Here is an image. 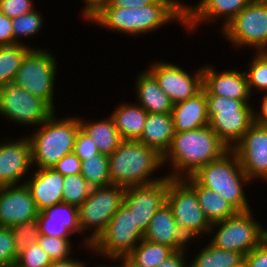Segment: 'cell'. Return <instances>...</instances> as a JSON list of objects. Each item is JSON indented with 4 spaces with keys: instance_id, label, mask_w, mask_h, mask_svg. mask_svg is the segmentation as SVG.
I'll return each instance as SVG.
<instances>
[{
    "instance_id": "cell-1",
    "label": "cell",
    "mask_w": 267,
    "mask_h": 267,
    "mask_svg": "<svg viewBox=\"0 0 267 267\" xmlns=\"http://www.w3.org/2000/svg\"><path fill=\"white\" fill-rule=\"evenodd\" d=\"M184 6L185 3L181 0H156L144 7H102L88 21L126 36L147 35L172 23L171 21H178L184 28Z\"/></svg>"
},
{
    "instance_id": "cell-2",
    "label": "cell",
    "mask_w": 267,
    "mask_h": 267,
    "mask_svg": "<svg viewBox=\"0 0 267 267\" xmlns=\"http://www.w3.org/2000/svg\"><path fill=\"white\" fill-rule=\"evenodd\" d=\"M229 148L209 127L204 126L186 132H175L170 148L162 157V163L173 169L167 176L186 178L195 174L201 167L213 162Z\"/></svg>"
},
{
    "instance_id": "cell-3",
    "label": "cell",
    "mask_w": 267,
    "mask_h": 267,
    "mask_svg": "<svg viewBox=\"0 0 267 267\" xmlns=\"http://www.w3.org/2000/svg\"><path fill=\"white\" fill-rule=\"evenodd\" d=\"M108 162L111 183L117 186L128 188L163 178L155 176L163 167L162 156L137 140H123L108 156Z\"/></svg>"
},
{
    "instance_id": "cell-4",
    "label": "cell",
    "mask_w": 267,
    "mask_h": 267,
    "mask_svg": "<svg viewBox=\"0 0 267 267\" xmlns=\"http://www.w3.org/2000/svg\"><path fill=\"white\" fill-rule=\"evenodd\" d=\"M192 177L201 186L222 196L238 212L251 210L244 186H248L252 181L242 170L240 161L232 149L201 167Z\"/></svg>"
},
{
    "instance_id": "cell-5",
    "label": "cell",
    "mask_w": 267,
    "mask_h": 267,
    "mask_svg": "<svg viewBox=\"0 0 267 267\" xmlns=\"http://www.w3.org/2000/svg\"><path fill=\"white\" fill-rule=\"evenodd\" d=\"M54 112L38 130L27 136L30 140L32 165L52 168L63 156L74 151L80 127L78 117L57 119Z\"/></svg>"
},
{
    "instance_id": "cell-6",
    "label": "cell",
    "mask_w": 267,
    "mask_h": 267,
    "mask_svg": "<svg viewBox=\"0 0 267 267\" xmlns=\"http://www.w3.org/2000/svg\"><path fill=\"white\" fill-rule=\"evenodd\" d=\"M205 96L209 116L208 126L229 149H232L254 123V107L249 101L219 95Z\"/></svg>"
},
{
    "instance_id": "cell-7",
    "label": "cell",
    "mask_w": 267,
    "mask_h": 267,
    "mask_svg": "<svg viewBox=\"0 0 267 267\" xmlns=\"http://www.w3.org/2000/svg\"><path fill=\"white\" fill-rule=\"evenodd\" d=\"M124 194L125 188L114 184L91 188L88 198L78 207L81 234L93 230L83 239L85 248L91 249V243L104 231L123 203Z\"/></svg>"
},
{
    "instance_id": "cell-8",
    "label": "cell",
    "mask_w": 267,
    "mask_h": 267,
    "mask_svg": "<svg viewBox=\"0 0 267 267\" xmlns=\"http://www.w3.org/2000/svg\"><path fill=\"white\" fill-rule=\"evenodd\" d=\"M253 217L252 210H249L211 224L209 234L213 238L209 240L210 243L216 248L246 256L267 237V229Z\"/></svg>"
},
{
    "instance_id": "cell-9",
    "label": "cell",
    "mask_w": 267,
    "mask_h": 267,
    "mask_svg": "<svg viewBox=\"0 0 267 267\" xmlns=\"http://www.w3.org/2000/svg\"><path fill=\"white\" fill-rule=\"evenodd\" d=\"M50 52L32 48L22 60L13 84L44 100L55 111L54 85L58 63Z\"/></svg>"
},
{
    "instance_id": "cell-10",
    "label": "cell",
    "mask_w": 267,
    "mask_h": 267,
    "mask_svg": "<svg viewBox=\"0 0 267 267\" xmlns=\"http://www.w3.org/2000/svg\"><path fill=\"white\" fill-rule=\"evenodd\" d=\"M166 202L180 230L190 241L209 235L211 224L199 205L196 191L183 178L168 177Z\"/></svg>"
},
{
    "instance_id": "cell-11",
    "label": "cell",
    "mask_w": 267,
    "mask_h": 267,
    "mask_svg": "<svg viewBox=\"0 0 267 267\" xmlns=\"http://www.w3.org/2000/svg\"><path fill=\"white\" fill-rule=\"evenodd\" d=\"M143 238L144 233L134 223L132 209L123 201L104 231L91 243V252L105 258H125Z\"/></svg>"
},
{
    "instance_id": "cell-12",
    "label": "cell",
    "mask_w": 267,
    "mask_h": 267,
    "mask_svg": "<svg viewBox=\"0 0 267 267\" xmlns=\"http://www.w3.org/2000/svg\"><path fill=\"white\" fill-rule=\"evenodd\" d=\"M223 37L237 49H267V0H252L221 30Z\"/></svg>"
},
{
    "instance_id": "cell-13",
    "label": "cell",
    "mask_w": 267,
    "mask_h": 267,
    "mask_svg": "<svg viewBox=\"0 0 267 267\" xmlns=\"http://www.w3.org/2000/svg\"><path fill=\"white\" fill-rule=\"evenodd\" d=\"M54 112L44 100L13 83L0 88V114L10 122L40 126Z\"/></svg>"
},
{
    "instance_id": "cell-14",
    "label": "cell",
    "mask_w": 267,
    "mask_h": 267,
    "mask_svg": "<svg viewBox=\"0 0 267 267\" xmlns=\"http://www.w3.org/2000/svg\"><path fill=\"white\" fill-rule=\"evenodd\" d=\"M147 69L157 80L161 90L166 93L173 104L195 96L203 88V67L190 75L177 64L155 61Z\"/></svg>"
},
{
    "instance_id": "cell-15",
    "label": "cell",
    "mask_w": 267,
    "mask_h": 267,
    "mask_svg": "<svg viewBox=\"0 0 267 267\" xmlns=\"http://www.w3.org/2000/svg\"><path fill=\"white\" fill-rule=\"evenodd\" d=\"M168 176L155 182L125 188L124 202L132 209L134 223L145 233L152 217L166 203Z\"/></svg>"
},
{
    "instance_id": "cell-16",
    "label": "cell",
    "mask_w": 267,
    "mask_h": 267,
    "mask_svg": "<svg viewBox=\"0 0 267 267\" xmlns=\"http://www.w3.org/2000/svg\"><path fill=\"white\" fill-rule=\"evenodd\" d=\"M250 178L267 182V126L253 123L232 148ZM263 179V180H262Z\"/></svg>"
},
{
    "instance_id": "cell-17",
    "label": "cell",
    "mask_w": 267,
    "mask_h": 267,
    "mask_svg": "<svg viewBox=\"0 0 267 267\" xmlns=\"http://www.w3.org/2000/svg\"><path fill=\"white\" fill-rule=\"evenodd\" d=\"M24 137L0 143V187L24 184L21 180L32 169L30 140Z\"/></svg>"
},
{
    "instance_id": "cell-18",
    "label": "cell",
    "mask_w": 267,
    "mask_h": 267,
    "mask_svg": "<svg viewBox=\"0 0 267 267\" xmlns=\"http://www.w3.org/2000/svg\"><path fill=\"white\" fill-rule=\"evenodd\" d=\"M252 0H200L196 5L185 4L184 29L188 32H195L198 26L207 22L214 23L215 20H222V29ZM212 20V21H211ZM203 22V23H202ZM200 24V25H199Z\"/></svg>"
},
{
    "instance_id": "cell-19",
    "label": "cell",
    "mask_w": 267,
    "mask_h": 267,
    "mask_svg": "<svg viewBox=\"0 0 267 267\" xmlns=\"http://www.w3.org/2000/svg\"><path fill=\"white\" fill-rule=\"evenodd\" d=\"M35 200L26 184L0 187V227H11L37 217Z\"/></svg>"
},
{
    "instance_id": "cell-20",
    "label": "cell",
    "mask_w": 267,
    "mask_h": 267,
    "mask_svg": "<svg viewBox=\"0 0 267 267\" xmlns=\"http://www.w3.org/2000/svg\"><path fill=\"white\" fill-rule=\"evenodd\" d=\"M202 89L205 91V95H219L240 101L253 99L245 71L241 72L237 69L218 72L214 67L204 65Z\"/></svg>"
},
{
    "instance_id": "cell-21",
    "label": "cell",
    "mask_w": 267,
    "mask_h": 267,
    "mask_svg": "<svg viewBox=\"0 0 267 267\" xmlns=\"http://www.w3.org/2000/svg\"><path fill=\"white\" fill-rule=\"evenodd\" d=\"M40 235L69 238L81 234L78 207L67 203H58L44 209L38 214Z\"/></svg>"
},
{
    "instance_id": "cell-22",
    "label": "cell",
    "mask_w": 267,
    "mask_h": 267,
    "mask_svg": "<svg viewBox=\"0 0 267 267\" xmlns=\"http://www.w3.org/2000/svg\"><path fill=\"white\" fill-rule=\"evenodd\" d=\"M143 239L171 247L175 251L188 249V245H191V241L177 225L167 202L152 217Z\"/></svg>"
},
{
    "instance_id": "cell-23",
    "label": "cell",
    "mask_w": 267,
    "mask_h": 267,
    "mask_svg": "<svg viewBox=\"0 0 267 267\" xmlns=\"http://www.w3.org/2000/svg\"><path fill=\"white\" fill-rule=\"evenodd\" d=\"M31 175L23 182L30 189L39 212L62 203L64 181L62 174L53 168H37Z\"/></svg>"
},
{
    "instance_id": "cell-24",
    "label": "cell",
    "mask_w": 267,
    "mask_h": 267,
    "mask_svg": "<svg viewBox=\"0 0 267 267\" xmlns=\"http://www.w3.org/2000/svg\"><path fill=\"white\" fill-rule=\"evenodd\" d=\"M172 118L175 132L195 130L209 124L207 99L202 89L195 96L173 105Z\"/></svg>"
},
{
    "instance_id": "cell-25",
    "label": "cell",
    "mask_w": 267,
    "mask_h": 267,
    "mask_svg": "<svg viewBox=\"0 0 267 267\" xmlns=\"http://www.w3.org/2000/svg\"><path fill=\"white\" fill-rule=\"evenodd\" d=\"M136 102L143 107L148 113H171L173 109V102L169 96L164 93L156 78L145 69L139 72L135 81Z\"/></svg>"
},
{
    "instance_id": "cell-26",
    "label": "cell",
    "mask_w": 267,
    "mask_h": 267,
    "mask_svg": "<svg viewBox=\"0 0 267 267\" xmlns=\"http://www.w3.org/2000/svg\"><path fill=\"white\" fill-rule=\"evenodd\" d=\"M174 134L171 113H148L143 132L137 141L154 149L163 157L170 148Z\"/></svg>"
},
{
    "instance_id": "cell-27",
    "label": "cell",
    "mask_w": 267,
    "mask_h": 267,
    "mask_svg": "<svg viewBox=\"0 0 267 267\" xmlns=\"http://www.w3.org/2000/svg\"><path fill=\"white\" fill-rule=\"evenodd\" d=\"M147 114L148 112L136 102H122L110 116L123 140H138L143 132Z\"/></svg>"
},
{
    "instance_id": "cell-28",
    "label": "cell",
    "mask_w": 267,
    "mask_h": 267,
    "mask_svg": "<svg viewBox=\"0 0 267 267\" xmlns=\"http://www.w3.org/2000/svg\"><path fill=\"white\" fill-rule=\"evenodd\" d=\"M183 179L196 191L199 205L210 224L223 221L238 212L222 196L201 186L192 176Z\"/></svg>"
},
{
    "instance_id": "cell-29",
    "label": "cell",
    "mask_w": 267,
    "mask_h": 267,
    "mask_svg": "<svg viewBox=\"0 0 267 267\" xmlns=\"http://www.w3.org/2000/svg\"><path fill=\"white\" fill-rule=\"evenodd\" d=\"M79 117L81 129L95 142L100 153L109 156L123 141L111 116L95 122Z\"/></svg>"
},
{
    "instance_id": "cell-30",
    "label": "cell",
    "mask_w": 267,
    "mask_h": 267,
    "mask_svg": "<svg viewBox=\"0 0 267 267\" xmlns=\"http://www.w3.org/2000/svg\"><path fill=\"white\" fill-rule=\"evenodd\" d=\"M174 252L171 247L143 239L125 259L135 267H157Z\"/></svg>"
},
{
    "instance_id": "cell-31",
    "label": "cell",
    "mask_w": 267,
    "mask_h": 267,
    "mask_svg": "<svg viewBox=\"0 0 267 267\" xmlns=\"http://www.w3.org/2000/svg\"><path fill=\"white\" fill-rule=\"evenodd\" d=\"M245 259L243 253L216 248L210 242L199 250L188 267H232Z\"/></svg>"
},
{
    "instance_id": "cell-32",
    "label": "cell",
    "mask_w": 267,
    "mask_h": 267,
    "mask_svg": "<svg viewBox=\"0 0 267 267\" xmlns=\"http://www.w3.org/2000/svg\"><path fill=\"white\" fill-rule=\"evenodd\" d=\"M32 48L29 44L0 46V88L13 83L22 60Z\"/></svg>"
},
{
    "instance_id": "cell-33",
    "label": "cell",
    "mask_w": 267,
    "mask_h": 267,
    "mask_svg": "<svg viewBox=\"0 0 267 267\" xmlns=\"http://www.w3.org/2000/svg\"><path fill=\"white\" fill-rule=\"evenodd\" d=\"M81 175L92 188L112 184L109 175L108 156L98 153L82 160Z\"/></svg>"
},
{
    "instance_id": "cell-34",
    "label": "cell",
    "mask_w": 267,
    "mask_h": 267,
    "mask_svg": "<svg viewBox=\"0 0 267 267\" xmlns=\"http://www.w3.org/2000/svg\"><path fill=\"white\" fill-rule=\"evenodd\" d=\"M247 82L251 95L253 96V90H257V93L262 94L267 92V53L265 51L254 53V57L248 64ZM255 88V89H254Z\"/></svg>"
},
{
    "instance_id": "cell-35",
    "label": "cell",
    "mask_w": 267,
    "mask_h": 267,
    "mask_svg": "<svg viewBox=\"0 0 267 267\" xmlns=\"http://www.w3.org/2000/svg\"><path fill=\"white\" fill-rule=\"evenodd\" d=\"M91 188L81 174L64 176L62 202L79 207L88 198Z\"/></svg>"
},
{
    "instance_id": "cell-36",
    "label": "cell",
    "mask_w": 267,
    "mask_h": 267,
    "mask_svg": "<svg viewBox=\"0 0 267 267\" xmlns=\"http://www.w3.org/2000/svg\"><path fill=\"white\" fill-rule=\"evenodd\" d=\"M43 18L38 10H33L28 14H23L16 18H12L14 45L15 44H25L21 38L31 37L39 34L42 30Z\"/></svg>"
},
{
    "instance_id": "cell-37",
    "label": "cell",
    "mask_w": 267,
    "mask_h": 267,
    "mask_svg": "<svg viewBox=\"0 0 267 267\" xmlns=\"http://www.w3.org/2000/svg\"><path fill=\"white\" fill-rule=\"evenodd\" d=\"M10 230L13 234L15 247L19 253L27 246L37 243L39 238L38 216L24 223L12 225Z\"/></svg>"
},
{
    "instance_id": "cell-38",
    "label": "cell",
    "mask_w": 267,
    "mask_h": 267,
    "mask_svg": "<svg viewBox=\"0 0 267 267\" xmlns=\"http://www.w3.org/2000/svg\"><path fill=\"white\" fill-rule=\"evenodd\" d=\"M39 246L48 254L52 261L65 260L73 254L70 238L39 235Z\"/></svg>"
},
{
    "instance_id": "cell-39",
    "label": "cell",
    "mask_w": 267,
    "mask_h": 267,
    "mask_svg": "<svg viewBox=\"0 0 267 267\" xmlns=\"http://www.w3.org/2000/svg\"><path fill=\"white\" fill-rule=\"evenodd\" d=\"M52 262L48 254L33 243L18 253L16 263L19 267H46Z\"/></svg>"
},
{
    "instance_id": "cell-40",
    "label": "cell",
    "mask_w": 267,
    "mask_h": 267,
    "mask_svg": "<svg viewBox=\"0 0 267 267\" xmlns=\"http://www.w3.org/2000/svg\"><path fill=\"white\" fill-rule=\"evenodd\" d=\"M18 252L10 227H0V265L15 264Z\"/></svg>"
},
{
    "instance_id": "cell-41",
    "label": "cell",
    "mask_w": 267,
    "mask_h": 267,
    "mask_svg": "<svg viewBox=\"0 0 267 267\" xmlns=\"http://www.w3.org/2000/svg\"><path fill=\"white\" fill-rule=\"evenodd\" d=\"M33 3V0H0V10L12 19L32 12L35 9Z\"/></svg>"
},
{
    "instance_id": "cell-42",
    "label": "cell",
    "mask_w": 267,
    "mask_h": 267,
    "mask_svg": "<svg viewBox=\"0 0 267 267\" xmlns=\"http://www.w3.org/2000/svg\"><path fill=\"white\" fill-rule=\"evenodd\" d=\"M73 152L79 157L81 161L100 153L95 142L81 128L78 130V133L76 135Z\"/></svg>"
},
{
    "instance_id": "cell-43",
    "label": "cell",
    "mask_w": 267,
    "mask_h": 267,
    "mask_svg": "<svg viewBox=\"0 0 267 267\" xmlns=\"http://www.w3.org/2000/svg\"><path fill=\"white\" fill-rule=\"evenodd\" d=\"M52 168L63 176L81 174V160L72 152L63 156Z\"/></svg>"
},
{
    "instance_id": "cell-44",
    "label": "cell",
    "mask_w": 267,
    "mask_h": 267,
    "mask_svg": "<svg viewBox=\"0 0 267 267\" xmlns=\"http://www.w3.org/2000/svg\"><path fill=\"white\" fill-rule=\"evenodd\" d=\"M248 267H267V237L246 256Z\"/></svg>"
},
{
    "instance_id": "cell-45",
    "label": "cell",
    "mask_w": 267,
    "mask_h": 267,
    "mask_svg": "<svg viewBox=\"0 0 267 267\" xmlns=\"http://www.w3.org/2000/svg\"><path fill=\"white\" fill-rule=\"evenodd\" d=\"M12 19L0 10V46L14 45Z\"/></svg>"
},
{
    "instance_id": "cell-46",
    "label": "cell",
    "mask_w": 267,
    "mask_h": 267,
    "mask_svg": "<svg viewBox=\"0 0 267 267\" xmlns=\"http://www.w3.org/2000/svg\"><path fill=\"white\" fill-rule=\"evenodd\" d=\"M187 249L175 251L165 261L161 262L157 267H188L186 258Z\"/></svg>"
},
{
    "instance_id": "cell-47",
    "label": "cell",
    "mask_w": 267,
    "mask_h": 267,
    "mask_svg": "<svg viewBox=\"0 0 267 267\" xmlns=\"http://www.w3.org/2000/svg\"><path fill=\"white\" fill-rule=\"evenodd\" d=\"M85 7L81 10V17L85 20H89L93 15H95L104 5H106L109 0H83Z\"/></svg>"
},
{
    "instance_id": "cell-48",
    "label": "cell",
    "mask_w": 267,
    "mask_h": 267,
    "mask_svg": "<svg viewBox=\"0 0 267 267\" xmlns=\"http://www.w3.org/2000/svg\"><path fill=\"white\" fill-rule=\"evenodd\" d=\"M156 0H109L103 7H120V8H135L144 7L154 3Z\"/></svg>"
},
{
    "instance_id": "cell-49",
    "label": "cell",
    "mask_w": 267,
    "mask_h": 267,
    "mask_svg": "<svg viewBox=\"0 0 267 267\" xmlns=\"http://www.w3.org/2000/svg\"><path fill=\"white\" fill-rule=\"evenodd\" d=\"M263 94L260 109L256 111L255 108L253 111L254 123L267 126V92Z\"/></svg>"
},
{
    "instance_id": "cell-50",
    "label": "cell",
    "mask_w": 267,
    "mask_h": 267,
    "mask_svg": "<svg viewBox=\"0 0 267 267\" xmlns=\"http://www.w3.org/2000/svg\"><path fill=\"white\" fill-rule=\"evenodd\" d=\"M46 267H87V263L83 260L79 261L76 257L74 259L70 256V258L65 260L52 261Z\"/></svg>"
},
{
    "instance_id": "cell-51",
    "label": "cell",
    "mask_w": 267,
    "mask_h": 267,
    "mask_svg": "<svg viewBox=\"0 0 267 267\" xmlns=\"http://www.w3.org/2000/svg\"><path fill=\"white\" fill-rule=\"evenodd\" d=\"M106 259H107V260H113L112 263H113L114 261L117 262L118 260H119V261H118L119 263H120V262H122V263H120V265H118V266H117V265L112 266V264H110L111 266H110V265L107 266V265L104 264V265H101V266H100V265H98V266L96 265V267H124V258H106Z\"/></svg>"
},
{
    "instance_id": "cell-52",
    "label": "cell",
    "mask_w": 267,
    "mask_h": 267,
    "mask_svg": "<svg viewBox=\"0 0 267 267\" xmlns=\"http://www.w3.org/2000/svg\"><path fill=\"white\" fill-rule=\"evenodd\" d=\"M232 267H248V264L244 259L242 262L238 263L237 265H233Z\"/></svg>"
},
{
    "instance_id": "cell-53",
    "label": "cell",
    "mask_w": 267,
    "mask_h": 267,
    "mask_svg": "<svg viewBox=\"0 0 267 267\" xmlns=\"http://www.w3.org/2000/svg\"><path fill=\"white\" fill-rule=\"evenodd\" d=\"M124 267H135L124 258Z\"/></svg>"
},
{
    "instance_id": "cell-54",
    "label": "cell",
    "mask_w": 267,
    "mask_h": 267,
    "mask_svg": "<svg viewBox=\"0 0 267 267\" xmlns=\"http://www.w3.org/2000/svg\"><path fill=\"white\" fill-rule=\"evenodd\" d=\"M10 267H19L17 264H11Z\"/></svg>"
},
{
    "instance_id": "cell-55",
    "label": "cell",
    "mask_w": 267,
    "mask_h": 267,
    "mask_svg": "<svg viewBox=\"0 0 267 267\" xmlns=\"http://www.w3.org/2000/svg\"><path fill=\"white\" fill-rule=\"evenodd\" d=\"M0 267H10V265H0Z\"/></svg>"
}]
</instances>
